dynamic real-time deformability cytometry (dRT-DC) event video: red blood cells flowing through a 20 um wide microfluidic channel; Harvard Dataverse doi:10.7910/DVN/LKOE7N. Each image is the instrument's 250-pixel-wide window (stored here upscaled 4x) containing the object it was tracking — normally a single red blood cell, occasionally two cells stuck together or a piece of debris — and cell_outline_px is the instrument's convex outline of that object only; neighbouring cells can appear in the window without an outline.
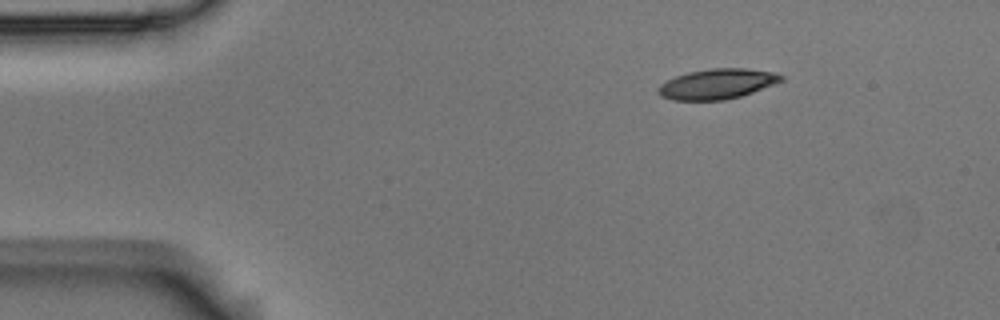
{"species": "Egyptian fruit bat (a non-hibernating species)", "species_latin": "Rousettus aegyptiacus", "temperature_condition": "room temperature", "stored_images_in_passage": 9, "camera_frame_rate_fps": 3000, "um_per_image_px": 0.085, "animal": {"sex": "male"}, "frame": {"image": 1, "passage_image": 1, "time_ms": 0.0, "image_size_px": [1000, 320], "cell_outline_px": [[784, 80], [752, 92], [740, 96], [724, 100], [672, 100], [660, 96], [656, 92], [656, 88], [660, 84], [676, 76], [688, 72], [712, 68], [744, 68], [776, 72], [784, 76]], "centroid_in_image_um": [60.94, 7.13], "position_along_channel_um": 24.1, "area_um2": 21.68}}
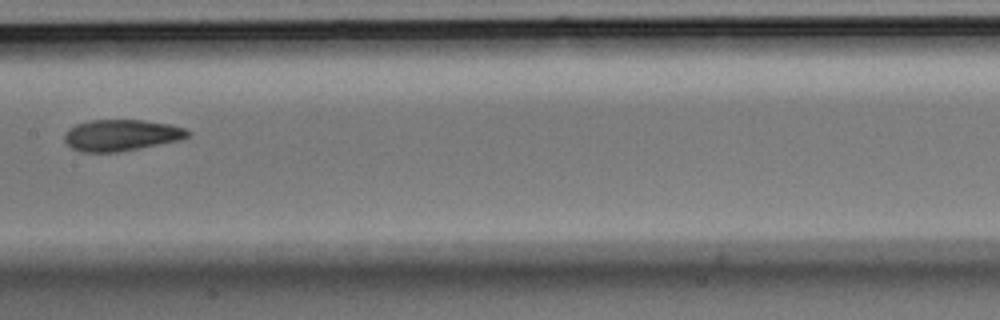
{"frame": {"image": 2, "passage_image": 6, "time_ms": 1.667, "image_size_px": [1000, 320], "cell_outline_px": [[192, 132], [188, 136], [180, 140], [116, 152], [80, 152], [72, 148], [64, 140], [64, 132], [68, 128], [76, 124], [88, 120], [144, 120], [168, 124], [184, 128]], "centroid_in_image_um": [10.27, 11.48], "position_along_channel_um": 197.1, "area_um2": 22.48}}
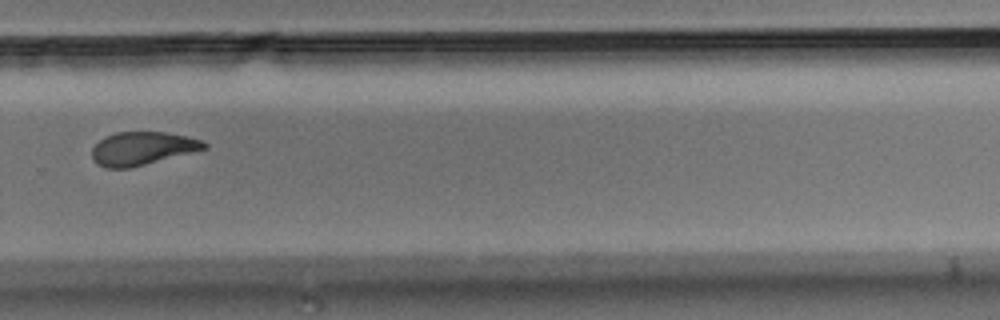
{"frame": {"image": 3, "passage_image": 9, "time_ms": 2.667, "image_size_px": [1000, 320], "cell_outline_px": [[208, 148], [128, 168], [108, 168], [96, 164], [92, 156], [92, 148], [104, 136], [116, 132], [164, 132], [204, 140], [208, 144]], "centroid_in_image_um": [12.08, 12.61], "position_along_channel_um": 317.7, "area_um2": 21.5}}